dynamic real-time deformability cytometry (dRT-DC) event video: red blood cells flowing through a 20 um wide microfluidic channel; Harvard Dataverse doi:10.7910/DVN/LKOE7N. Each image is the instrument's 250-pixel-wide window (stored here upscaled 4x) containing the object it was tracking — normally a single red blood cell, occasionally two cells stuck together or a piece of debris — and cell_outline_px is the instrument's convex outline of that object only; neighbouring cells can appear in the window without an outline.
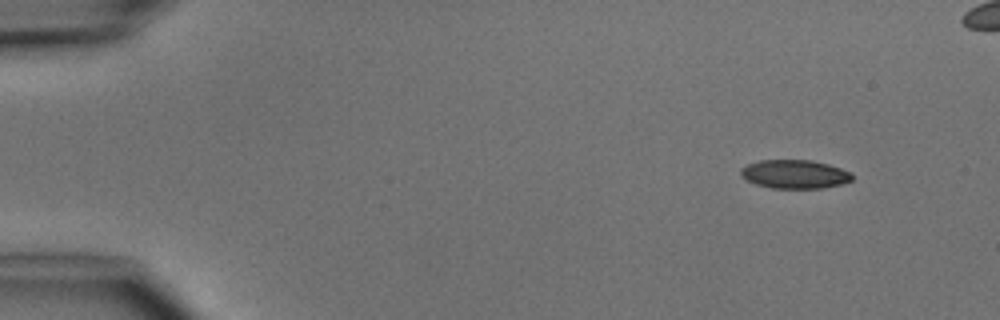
{"species": "common noctule bat (a hibernating species)", "species_latin": "Nyctalus noctula", "temperature_condition": "cold", "stored_images_in_passage": 5, "camera_frame_rate_fps": 3000, "um_per_image_px": 0.085, "animal": {"sex": "male", "body_mass_g": 15.6}, "frame": {"image": 1, "passage_image": 1, "time_ms": 0.0, "image_size_px": [1000, 320], "cell_outline_px": [[852, 180], [840, 184], [820, 188], [772, 188], [756, 184], [740, 176], [740, 168], [748, 164], [760, 160], [812, 160], [828, 164], [852, 172]], "centroid_in_image_um": [67.53, 14.8], "position_along_channel_um": 17.5, "area_um2": 18.55}}